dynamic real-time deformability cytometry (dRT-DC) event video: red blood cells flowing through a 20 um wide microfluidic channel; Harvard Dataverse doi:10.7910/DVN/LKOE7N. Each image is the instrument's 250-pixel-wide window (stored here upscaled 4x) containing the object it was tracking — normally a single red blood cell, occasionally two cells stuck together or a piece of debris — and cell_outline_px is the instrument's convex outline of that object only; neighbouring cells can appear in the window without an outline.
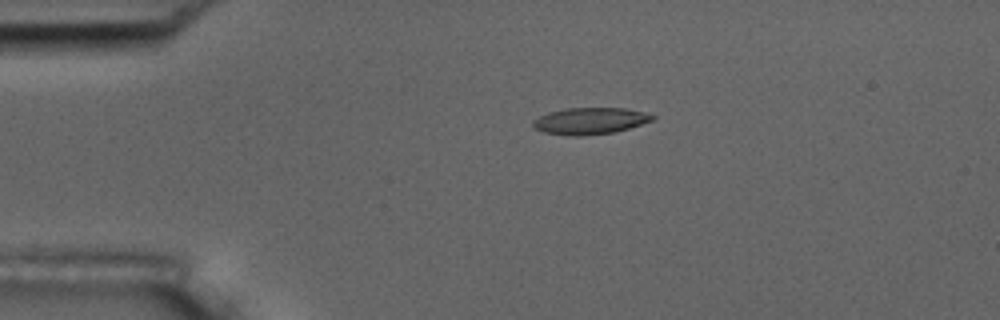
{"species": "common noctule bat (a hibernating species)", "species_latin": "Nyctalus noctula", "temperature_condition": "room temperature", "stored_images_in_passage": 4, "camera_frame_rate_fps": 3000, "um_per_image_px": 0.085, "animal": {"sex": "male", "body_mass_g": 17.5, "forearm_length_mm": 52.3}, "frame": {"image": 1, "passage_image": 3, "time_ms": 3.0, "image_size_px": [1000, 320], "cell_outline_px": [[656, 116], [652, 120], [616, 132], [580, 136], [572, 136], [544, 132], [532, 128], [532, 120], [548, 112], [564, 108], [624, 108]], "centroid_in_image_um": [50.07, 10.28], "position_along_channel_um": 34.9, "area_um2": 18.44}}